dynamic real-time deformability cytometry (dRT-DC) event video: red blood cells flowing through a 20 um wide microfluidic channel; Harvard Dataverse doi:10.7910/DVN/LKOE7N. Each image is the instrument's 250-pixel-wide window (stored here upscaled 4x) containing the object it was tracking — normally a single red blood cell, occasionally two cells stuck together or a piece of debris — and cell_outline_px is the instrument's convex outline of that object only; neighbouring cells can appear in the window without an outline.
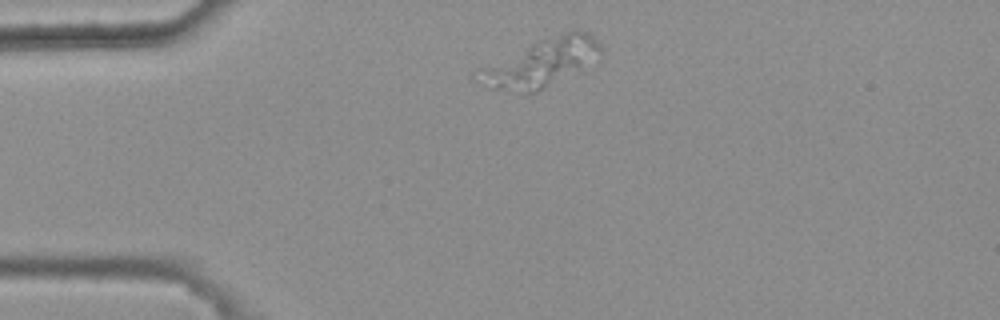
{"species": "common noctule bat (a hibernating species)", "species_latin": "Nyctalus noctula", "temperature_condition": "warm", "stored_images_in_passage": 2, "camera_frame_rate_fps": 3000, "um_per_image_px": 0.085, "animal": {"sex": "female", "body_mass_g": 25.1}, "frame": {"image": 1, "passage_image": 1, "time_ms": 0.0, "image_size_px": [1000, 320], "cell_outline_px": [[600, 52], [580, 72], [536, 92], [528, 92], [492, 88], [472, 80], [476, 68], [532, 44], [572, 28], [584, 32], [592, 36], [600, 44]], "centroid_in_image_um": [45.94, 5.35], "position_along_channel_um": 39.1, "area_um2": 33.81}}